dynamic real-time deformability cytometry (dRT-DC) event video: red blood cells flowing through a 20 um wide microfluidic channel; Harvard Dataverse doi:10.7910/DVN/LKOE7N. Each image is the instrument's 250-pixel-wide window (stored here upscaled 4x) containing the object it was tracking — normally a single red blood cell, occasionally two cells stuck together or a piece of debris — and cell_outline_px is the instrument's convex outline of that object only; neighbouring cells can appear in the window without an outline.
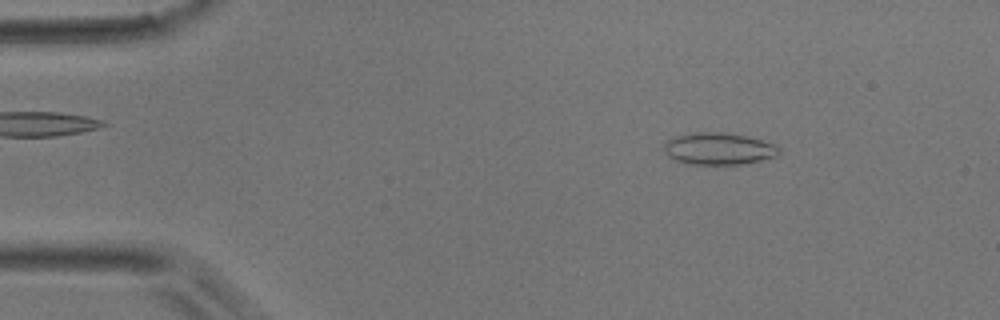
{"species": "common noctule bat (a hibernating species)", "species_latin": "Nyctalus noctula", "temperature_condition": "room temperature", "stored_images_in_passage": 22, "camera_frame_rate_fps": 3000, "um_per_image_px": 0.085, "animal": {"sex": "male", "body_mass_g": 17.9}, "frame": {"image": 1, "passage_image": 6, "time_ms": 1.667, "image_size_px": [1000, 320], "cell_outline_px": [[780, 152], [776, 156], [760, 160], [740, 164], [688, 164], [676, 160], [668, 156], [664, 152], [664, 140], [672, 136], [696, 132], [724, 132], [748, 136], [776, 144], [780, 148]], "centroid_in_image_um": [61.05, 12.62], "position_along_channel_um": 23.9, "area_um2": 21.68}}
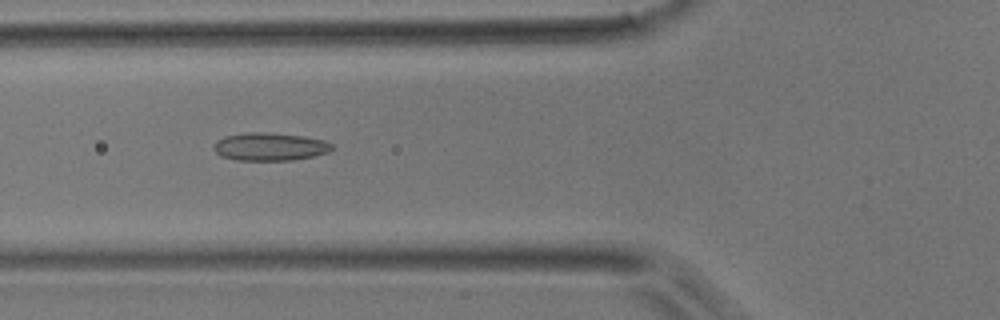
{"frame": {"image": 2, "passage_image": 17, "time_ms": 5.333, "image_size_px": [1000, 320], "cell_outline_px": [[332, 148], [328, 152], [312, 156], [292, 160], [236, 160], [220, 156], [212, 148], [216, 140], [224, 136], [248, 132], [264, 132], [304, 136], [324, 140], [332, 144]], "centroid_in_image_um": [22.89, 12.46], "position_along_channel_um": 102.9, "area_um2": 19.25}}
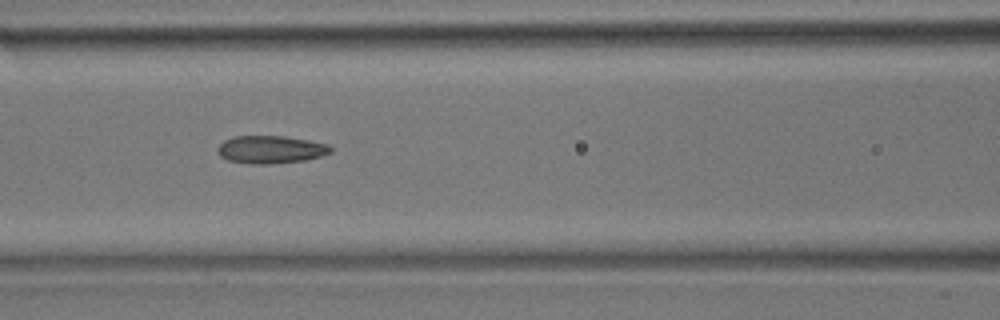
{"frame": {"image": 3, "passage_image": 20, "time_ms": 6.333, "image_size_px": [1000, 320], "cell_outline_px": [[332, 152], [320, 156], [304, 160], [272, 164], [252, 164], [228, 160], [220, 156], [216, 152], [216, 148], [224, 140], [232, 136], [284, 136], [308, 140], [328, 144], [332, 148]], "centroid_in_image_um": [22.98, 12.71], "position_along_channel_um": 143.6, "area_um2": 18.38}}